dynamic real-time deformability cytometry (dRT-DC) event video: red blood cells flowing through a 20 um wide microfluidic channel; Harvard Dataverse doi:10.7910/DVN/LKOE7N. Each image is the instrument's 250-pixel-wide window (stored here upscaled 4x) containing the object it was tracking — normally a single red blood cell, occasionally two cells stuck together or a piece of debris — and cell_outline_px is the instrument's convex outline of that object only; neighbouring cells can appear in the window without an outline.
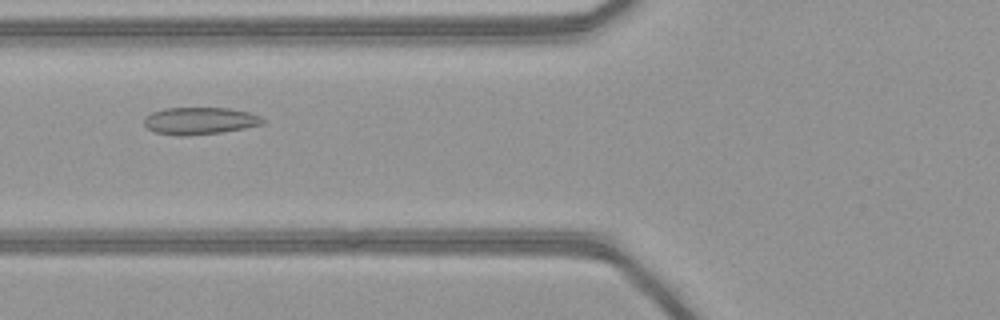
{"species": "common noctule bat (a hibernating species)", "species_latin": "Nyctalus noctula", "temperature_condition": "warm", "stored_images_in_passage": 40, "camera_frame_rate_fps": 3000, "um_per_image_px": 0.085, "animal": {"sex": "female", "body_mass_g": 21.9}, "frame": {"image": 1, "passage_image": 10, "time_ms": 3.0, "image_size_px": [1000, 320], "cell_outline_px": [[264, 120], [260, 124], [244, 128], [220, 132], [188, 136], [180, 136], [156, 132], [148, 128], [144, 124], [144, 116], [152, 112], [164, 108], [232, 108], [248, 112], [260, 116]], "centroid_in_image_um": [16.94, 10.26], "position_along_channel_um": 108.9, "area_um2": 18.67}}
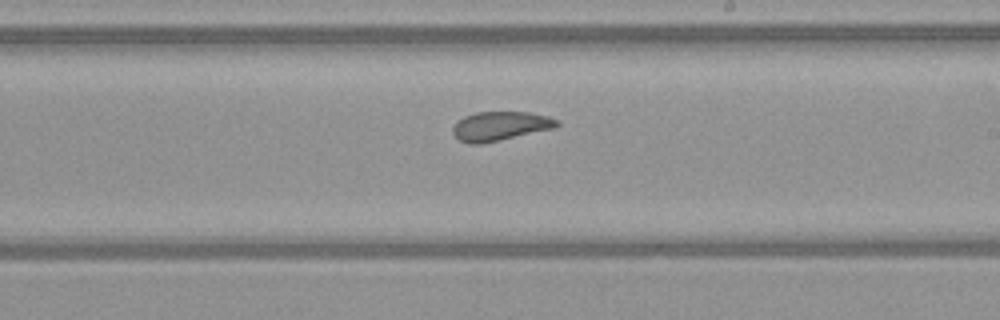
{"frame": {"image": 2, "passage_image": 20, "time_ms": 6.333, "image_size_px": [1000, 320], "cell_outline_px": [[560, 124], [556, 128], [500, 140], [480, 144], [468, 144], [460, 140], [452, 132], [452, 128], [464, 116], [476, 112], [528, 112], [548, 116], [560, 120]], "centroid_in_image_um": [42.56, 10.71], "position_along_channel_um": 246.4, "area_um2": 17.69}}
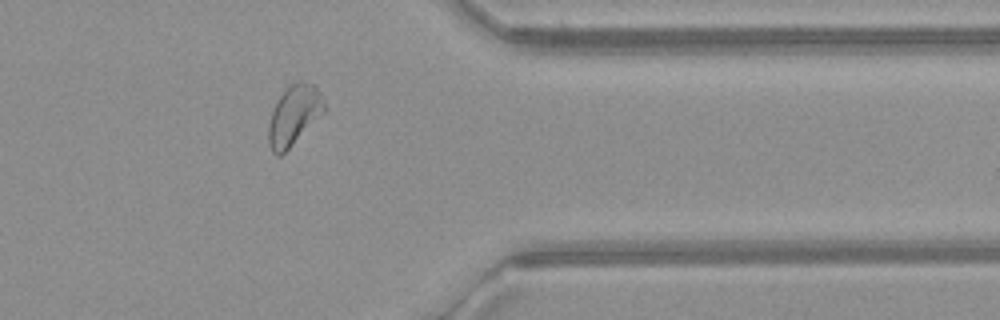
{"frame": {"image": 3, "passage_image": 31, "time_ms": 10.0, "image_size_px": [1000, 320], "cell_outline_px": [[324, 112], [280, 156], [276, 156], [272, 152], [268, 144], [268, 124], [276, 100], [292, 84], [300, 80], [304, 80], [316, 84], [320, 92], [324, 104]], "centroid_in_image_um": [24.97, 9.78], "position_along_channel_um": 386.4, "area_um2": 19.19}, "authors_computed_cell_mechanics": {"area_um2": 18.6405, "velocity_mm_per_s": 4.1193, "shape_relaxation_time_tau1_ms": null, "shape_relaxation_time_tau2_ms": 1.7094, "deformation_change_tau1": null, "deformation_change_tau2": 0.0789}}